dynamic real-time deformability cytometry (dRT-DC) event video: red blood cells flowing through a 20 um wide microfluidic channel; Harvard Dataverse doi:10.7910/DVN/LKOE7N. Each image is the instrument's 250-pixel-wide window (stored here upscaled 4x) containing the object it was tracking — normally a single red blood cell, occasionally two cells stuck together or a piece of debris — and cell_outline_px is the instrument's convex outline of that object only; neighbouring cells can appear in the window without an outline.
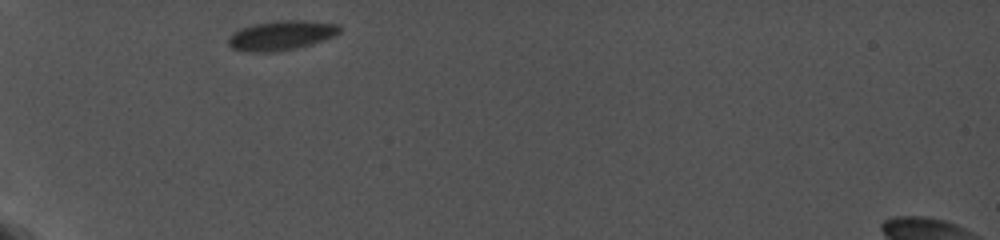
{"species": "common noctule bat (a hibernating species)", "species_latin": "Nyctalus noctula", "temperature_condition": "cold", "stored_images_in_passage": 16, "camera_frame_rate_fps": 5000, "um_per_image_px": 0.085, "animal": {"sex": "female", "body_mass_g": 19.0, "forearm_length_mm": 56.7}, "frame": {"image": 1, "passage_image": 1, "time_ms": 0.0, "image_size_px": [1000, 240], "cell_outline_px": [[340, 32], [336, 36], [324, 40], [296, 48], [276, 52], [252, 52], [232, 48], [228, 44], [228, 36], [232, 32], [240, 28], [252, 24], [276, 20], [304, 20], [340, 24]], "centroid_in_image_um": [23.9, 3.0], "position_along_channel_um": 61.1, "area_um2": 19.42}}